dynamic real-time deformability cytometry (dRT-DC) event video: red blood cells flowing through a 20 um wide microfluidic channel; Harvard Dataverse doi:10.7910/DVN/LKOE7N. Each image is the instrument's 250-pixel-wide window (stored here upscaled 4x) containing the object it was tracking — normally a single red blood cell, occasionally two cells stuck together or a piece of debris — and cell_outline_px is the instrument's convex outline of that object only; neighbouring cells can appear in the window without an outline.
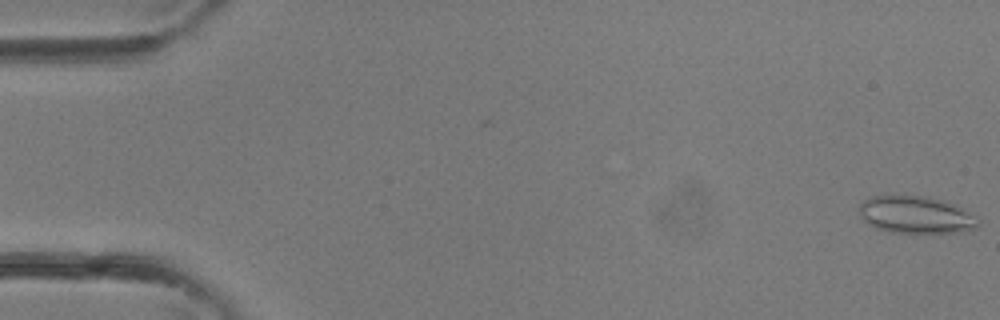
{"species": "common noctule bat (a hibernating species)", "species_latin": "Nyctalus noctula", "temperature_condition": "room temperature", "stored_images_in_passage": 2, "camera_frame_rate_fps": 3000, "um_per_image_px": 0.085, "animal": {"sex": "female"}, "frame": {"image": 1, "passage_image": 2, "time_ms": 0.333, "image_size_px": [1000, 320], "cell_outline_px": [[980, 220], [976, 228], [960, 232], [892, 232], [876, 228], [868, 224], [860, 216], [860, 200], [868, 196], [924, 196], [940, 200], [960, 208]], "centroid_in_image_um": [77.78, 18.26], "position_along_channel_um": 7.2, "area_um2": 25.37}}